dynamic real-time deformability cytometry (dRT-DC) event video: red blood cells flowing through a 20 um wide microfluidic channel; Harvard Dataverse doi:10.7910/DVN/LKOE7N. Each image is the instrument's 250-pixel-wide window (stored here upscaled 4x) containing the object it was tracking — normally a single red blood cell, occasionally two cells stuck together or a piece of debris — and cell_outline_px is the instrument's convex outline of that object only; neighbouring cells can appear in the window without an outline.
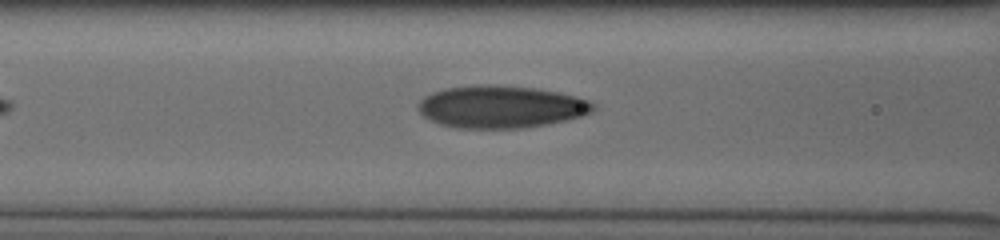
{"species": "human", "species_latin": "Homo sapiens", "temperature_condition": "cold", "stored_images_in_passage": 30, "camera_frame_rate_fps": 3000, "um_per_image_px": 0.085, "donor": {"sex": "male"}, "frame": {"image": 1, "passage_image": 9, "time_ms": 2.667, "image_size_px": [1000, 240], "cell_outline_px": [[596, 108], [592, 112], [568, 120], [548, 124], [520, 128], [456, 128], [440, 124], [424, 116], [420, 112], [420, 100], [424, 96], [448, 88], [480, 84], [496, 84], [540, 88], [576, 96], [588, 100], [596, 104]], "centroid_in_image_um": [42.65, 9.07], "position_along_channel_um": 124.0, "area_um2": 43.29}}
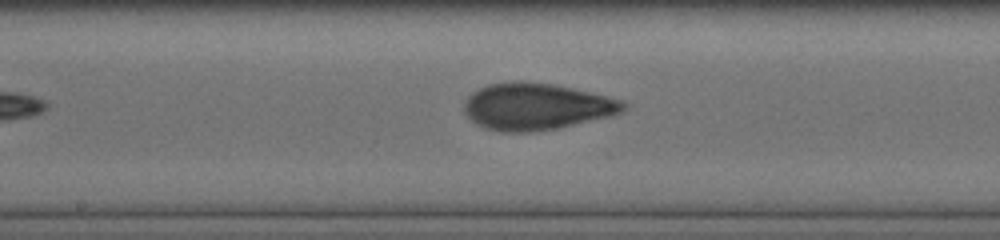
{"frame": {"image": 2, "passage_image": 15, "time_ms": 4.667, "image_size_px": [1000, 240], "cell_outline_px": [[624, 108], [620, 112], [608, 116], [556, 128], [528, 132], [504, 132], [488, 128], [476, 124], [464, 112], [464, 104], [468, 96], [472, 92], [488, 84], [512, 80], [520, 80], [552, 84], [588, 92], [620, 100], [624, 104]], "centroid_in_image_um": [45.5, 9.04], "position_along_channel_um": 202.7, "area_um2": 42.66}}
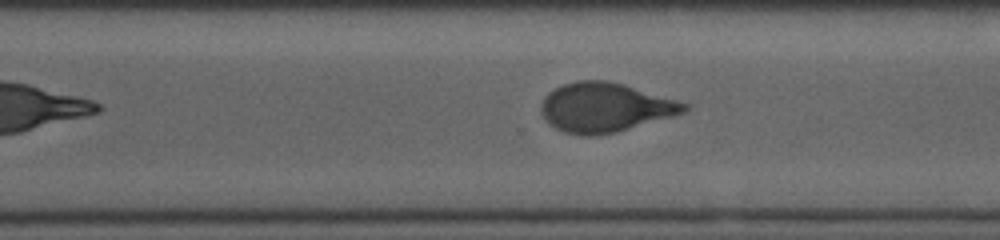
{"frame": {"image": 3, "passage_image": 24, "time_ms": 7.667, "image_size_px": [1000, 240], "cell_outline_px": [[692, 108], [684, 112], [616, 132], [588, 136], [584, 136], [564, 132], [556, 128], [544, 116], [540, 108], [544, 96], [548, 92], [564, 84], [576, 80], [608, 80], [624, 84], [692, 104]], "centroid_in_image_um": [51.46, 9.11], "position_along_channel_um": 319.1, "area_um2": 40.92}}